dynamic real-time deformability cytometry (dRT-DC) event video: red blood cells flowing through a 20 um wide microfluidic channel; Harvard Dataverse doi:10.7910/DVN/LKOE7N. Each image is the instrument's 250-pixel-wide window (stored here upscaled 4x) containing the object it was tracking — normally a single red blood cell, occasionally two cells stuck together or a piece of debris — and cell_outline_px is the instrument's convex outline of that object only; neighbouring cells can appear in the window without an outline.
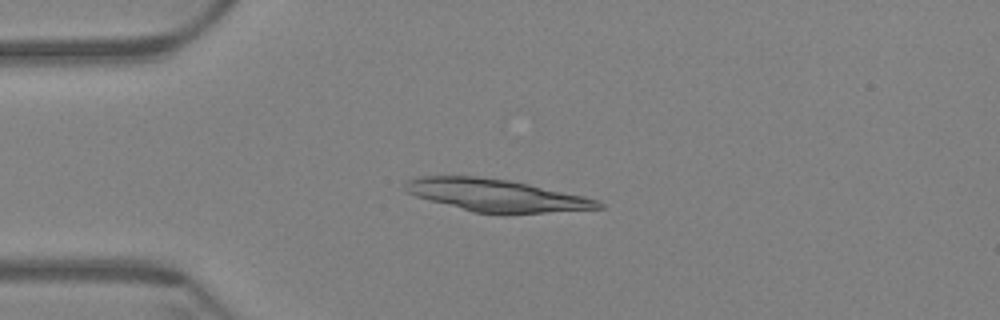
{"species": "Egyptian fruit bat (a non-hibernating species)", "species_latin": "Rousettus aegyptiacus", "temperature_condition": "warm", "stored_images_in_passage": 19, "camera_frame_rate_fps": 3000, "um_per_image_px": 0.085, "animal": {"sex": "female"}, "frame": {"image": 1, "passage_image": 14, "time_ms": 4.333, "image_size_px": [1000, 320], "cell_outline_px": [[604, 208], [544, 212], [472, 212], [428, 200], [416, 196], [408, 192], [404, 188], [404, 184], [408, 180], [420, 176], [476, 176], [508, 180], [528, 184], [584, 196], [600, 200], [604, 204]], "centroid_in_image_um": [42.16, 16.58], "position_along_channel_um": 42.8, "area_um2": 35.72}}